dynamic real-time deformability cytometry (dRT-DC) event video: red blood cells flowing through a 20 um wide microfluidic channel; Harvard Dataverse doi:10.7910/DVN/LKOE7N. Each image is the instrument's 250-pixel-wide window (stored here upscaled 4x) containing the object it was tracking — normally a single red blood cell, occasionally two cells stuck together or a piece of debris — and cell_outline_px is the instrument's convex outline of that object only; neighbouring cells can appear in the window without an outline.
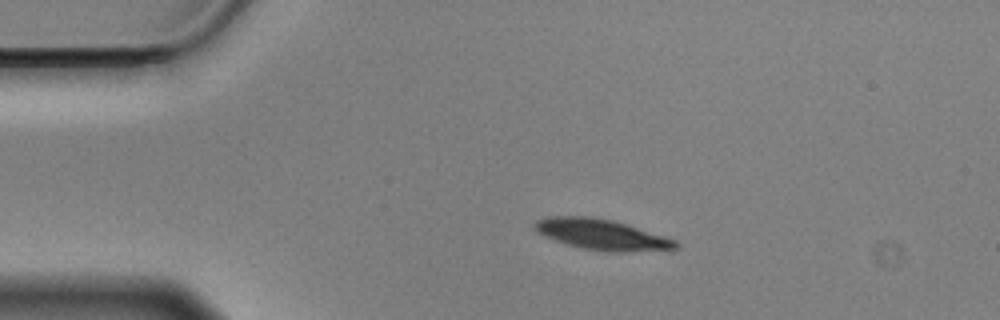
{"species": "Egyptian fruit bat (a non-hibernating species)", "species_latin": "Rousettus aegyptiacus", "temperature_condition": "cold", "stored_images_in_passage": 47, "camera_frame_rate_fps": 3000, "um_per_image_px": 0.085, "animal": {"sex": "male"}, "frame": {"image": 1, "passage_image": 1, "time_ms": 0.0, "image_size_px": [1000, 320], "cell_outline_px": [[680, 244], [676, 248], [624, 252], [604, 252], [584, 248], [568, 244], [556, 240], [532, 228], [536, 220], [548, 216], [588, 216], [612, 220], [664, 236], [676, 240]], "centroid_in_image_um": [51.14, 19.93], "position_along_channel_um": 33.9, "area_um2": 24.68}}
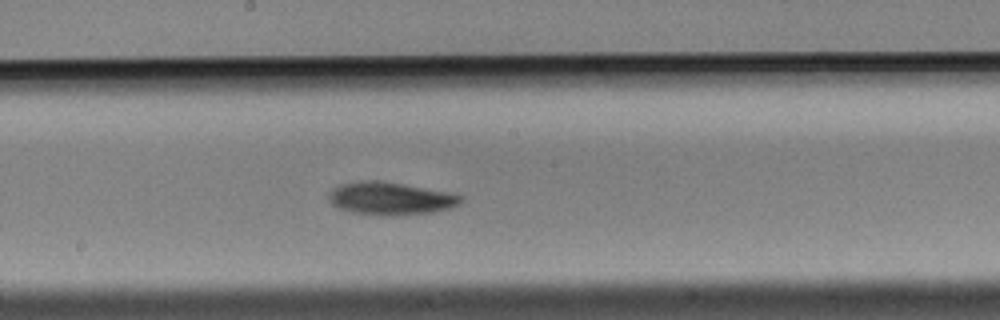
{"frame": {"image": 2, "passage_image": 20, "time_ms": 6.333, "image_size_px": [1000, 320], "cell_outline_px": [[464, 200], [460, 204], [448, 208], [432, 212], [384, 216], [352, 212], [340, 208], [332, 204], [328, 200], [328, 196], [332, 188], [340, 184], [360, 180], [380, 180], [452, 192], [464, 196]], "centroid_in_image_um": [33.2, 16.85], "position_along_channel_um": 215.0, "area_um2": 25.43}}
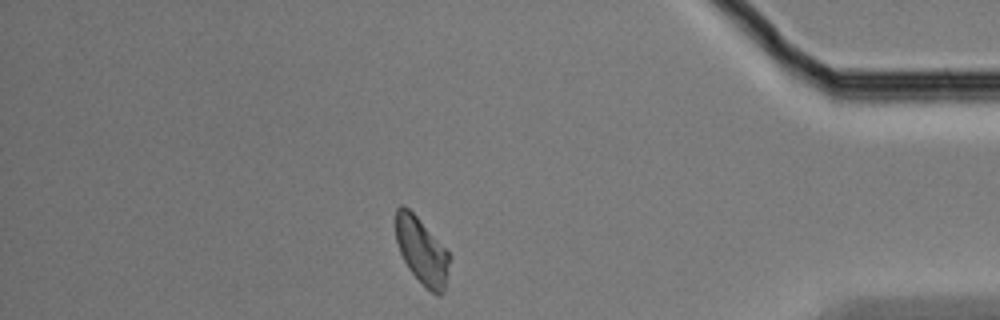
{"frame": {"image": 3, "passage_image": 39, "time_ms": 12.667, "image_size_px": [1000, 320], "cell_outline_px": [[452, 256], [444, 292], [440, 296], [436, 296], [408, 268], [400, 252], [396, 240], [396, 208], [400, 204], [404, 204], [416, 216]], "centroid_in_image_um": [35.87, 21.34], "position_along_channel_um": 399.3, "area_um2": 20.63}, "authors_computed_cell_mechanics": {"area_um2": 23.0044, "velocity_mm_per_s": 3.491, "shape_relaxation_time_tau1_ms": 2.0588, "shape_relaxation_time_tau2_ms": null, "deformation_change_tau1": 0.0881, "deformation_change_tau2": null}}